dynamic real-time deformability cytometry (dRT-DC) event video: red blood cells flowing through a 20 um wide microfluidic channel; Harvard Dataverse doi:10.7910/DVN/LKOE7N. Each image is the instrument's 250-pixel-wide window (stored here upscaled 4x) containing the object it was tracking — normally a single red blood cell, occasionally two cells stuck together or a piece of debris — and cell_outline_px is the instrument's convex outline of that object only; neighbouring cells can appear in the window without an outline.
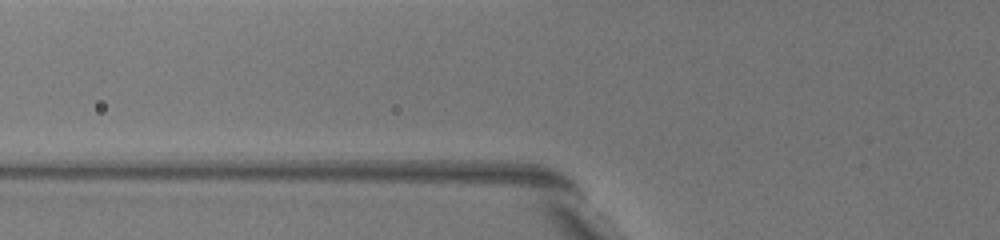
{"species": "common noctule bat (a hibernating species)", "species_latin": "Nyctalus noctula", "temperature_condition": "warm", "stored_images_in_passage": 3, "camera_frame_rate_fps": 3000, "um_per_image_px": 0.085, "animal": {"sex": "female", "body_mass_g": 19.5, "forearm_length_mm": 54.1}, "frame": {"image": 1, "passage_image": 2, "time_ms": 0.333, "image_size_px": [1000, 240], "cell_outline_px": [[660, 200], [656, 212], [644, 204], [604, 168], [588, 152], [584, 144], [584, 140], [596, 136], [620, 156]], "centroid_in_image_um": [52.81, 14.58], "position_along_channel_um": 73.0, "area_um2": 11.79}}